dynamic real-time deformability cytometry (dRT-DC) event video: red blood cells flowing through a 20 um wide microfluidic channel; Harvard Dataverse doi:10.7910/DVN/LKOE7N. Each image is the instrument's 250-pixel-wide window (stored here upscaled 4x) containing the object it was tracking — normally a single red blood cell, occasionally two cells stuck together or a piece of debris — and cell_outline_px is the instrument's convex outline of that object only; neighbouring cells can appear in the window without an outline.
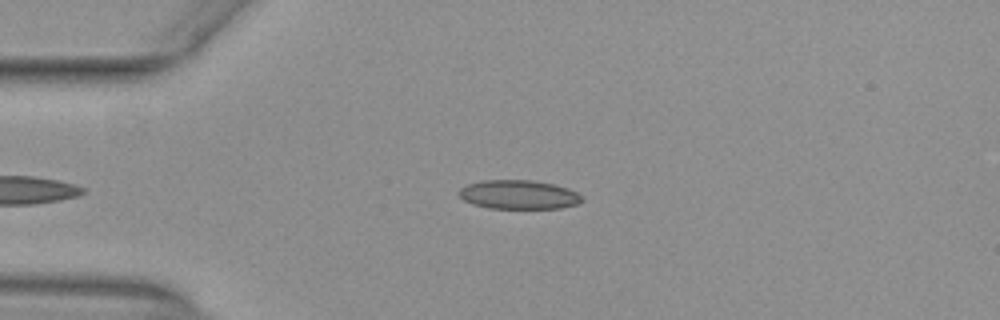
{"species": "common noctule bat (a hibernating species)", "species_latin": "Nyctalus noctula", "temperature_condition": "warm", "stored_images_in_passage": 15, "camera_frame_rate_fps": 3000, "um_per_image_px": 0.085, "animal": {"sex": "female", "body_mass_g": 29.2, "forearm_length_mm": 56.3}, "frame": {"image": 1, "passage_image": 2, "time_ms": 0.333, "image_size_px": [1000, 320], "cell_outline_px": [[584, 200], [576, 204], [560, 208], [488, 208], [472, 204], [464, 200], [456, 192], [460, 188], [468, 184], [484, 180], [532, 180], [556, 184], [568, 188], [576, 192]], "centroid_in_image_um": [44.07, 16.54], "position_along_channel_um": 40.9, "area_um2": 20.81}}
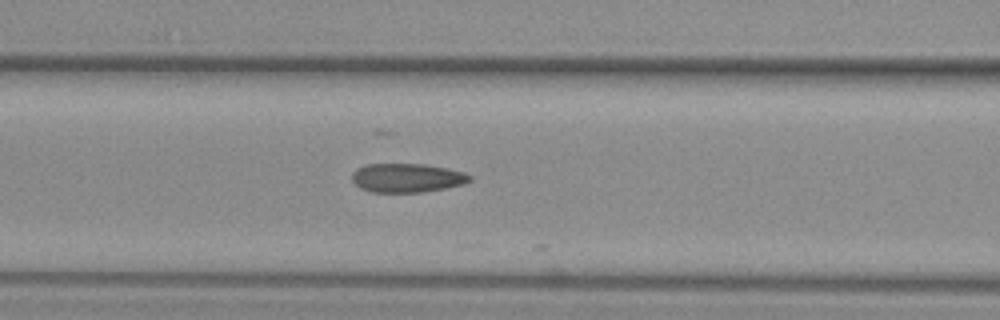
{"frame": {"image": 2, "passage_image": 11, "time_ms": 3.333, "image_size_px": [1000, 320], "cell_outline_px": [[472, 180], [464, 184], [424, 192], [372, 192], [360, 188], [352, 180], [352, 172], [356, 168], [368, 164], [424, 164], [464, 172], [472, 176]], "centroid_in_image_um": [34.59, 15.12], "position_along_channel_um": 132.0, "area_um2": 19.83}}
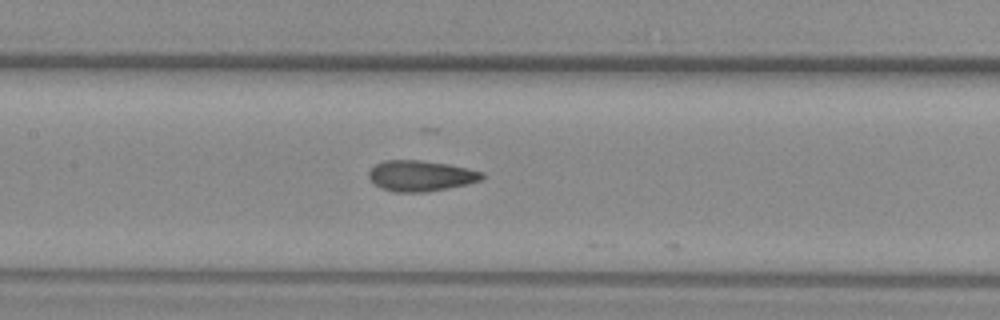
{"frame": {"image": 3, "passage_image": 14, "time_ms": 4.333, "image_size_px": [1000, 320], "cell_outline_px": [[484, 180], [468, 184], [448, 188], [424, 192], [392, 192], [380, 188], [368, 176], [368, 172], [376, 164], [384, 160], [420, 160], [448, 164], [484, 172]], "centroid_in_image_um": [35.78, 14.95], "position_along_channel_um": 171.6, "area_um2": 20.35}}